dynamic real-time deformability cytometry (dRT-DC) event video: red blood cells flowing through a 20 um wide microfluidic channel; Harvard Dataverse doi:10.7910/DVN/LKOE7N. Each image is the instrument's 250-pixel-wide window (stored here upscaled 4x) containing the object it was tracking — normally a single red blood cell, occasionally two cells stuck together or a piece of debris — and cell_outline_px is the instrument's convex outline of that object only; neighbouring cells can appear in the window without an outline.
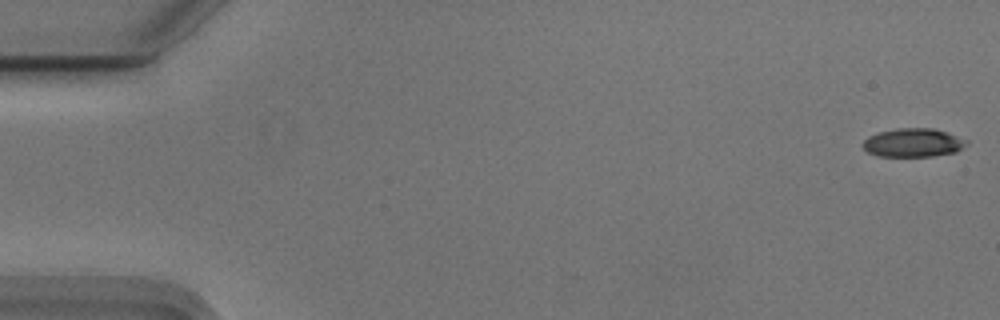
{"species": "Egyptian fruit bat (a non-hibernating species)", "species_latin": "Rousettus aegyptiacus", "temperature_condition": "cold", "stored_images_in_passage": 55, "camera_frame_rate_fps": 3000, "um_per_image_px": 0.085, "animal": {"sex": "male"}, "frame": {"image": 1, "passage_image": 1, "time_ms": 0.0, "image_size_px": [1000, 320], "cell_outline_px": [[968, 144], [956, 152], [932, 156], [876, 156], [868, 152], [860, 144], [868, 136], [880, 132], [900, 128], [932, 128], [948, 132], [968, 140]], "centroid_in_image_um": [77.63, 12.13], "position_along_channel_um": 7.4, "area_um2": 17.34}}
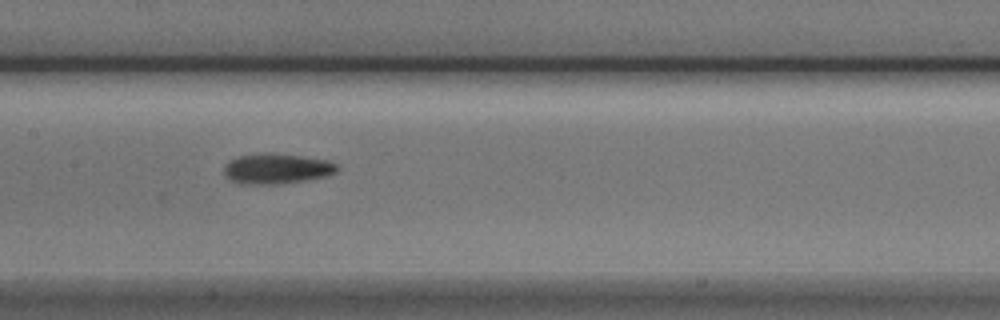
{"frame": {"image": 2, "passage_image": 27, "time_ms": 8.667, "image_size_px": [1000, 320], "cell_outline_px": [[340, 168], [336, 172], [328, 176], [280, 184], [236, 184], [228, 180], [224, 176], [224, 164], [228, 160], [240, 156], [268, 152], [300, 156], [328, 160], [336, 164]], "centroid_in_image_um": [23.47, 14.35], "position_along_channel_um": 183.9, "area_um2": 20.29}}
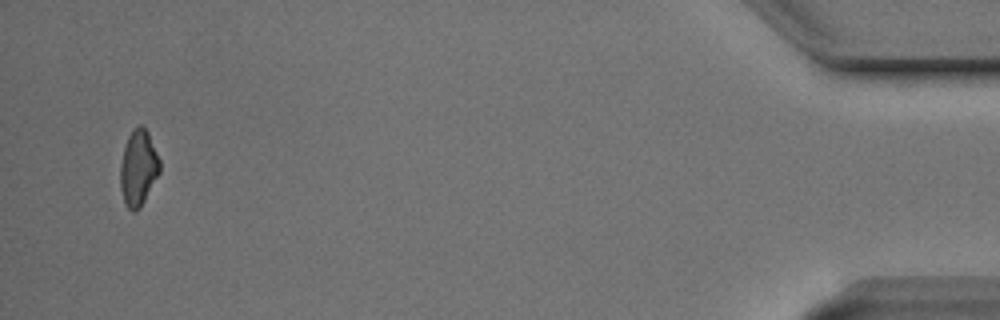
{"frame": {"image": 3, "passage_image": 53, "time_ms": 17.333, "image_size_px": [1000, 320], "cell_outline_px": [[160, 172], [140, 208], [136, 212], [132, 212], [124, 204], [120, 188], [120, 164], [124, 148], [128, 136], [140, 124], [148, 132], [160, 160]], "centroid_in_image_um": [11.75, 14.32], "position_along_channel_um": 423.5, "area_um2": 17.4}, "authors_computed_cell_mechanics": {"area_um2": 18.1492, "velocity_mm_per_s": 3.7413, "shape_relaxation_time_tau1_ms": 4.7291, "shape_relaxation_time_tau2_ms": 9.5136, "deformation_change_tau1": 0.1127, "deformation_change_tau2": 0.1849}}